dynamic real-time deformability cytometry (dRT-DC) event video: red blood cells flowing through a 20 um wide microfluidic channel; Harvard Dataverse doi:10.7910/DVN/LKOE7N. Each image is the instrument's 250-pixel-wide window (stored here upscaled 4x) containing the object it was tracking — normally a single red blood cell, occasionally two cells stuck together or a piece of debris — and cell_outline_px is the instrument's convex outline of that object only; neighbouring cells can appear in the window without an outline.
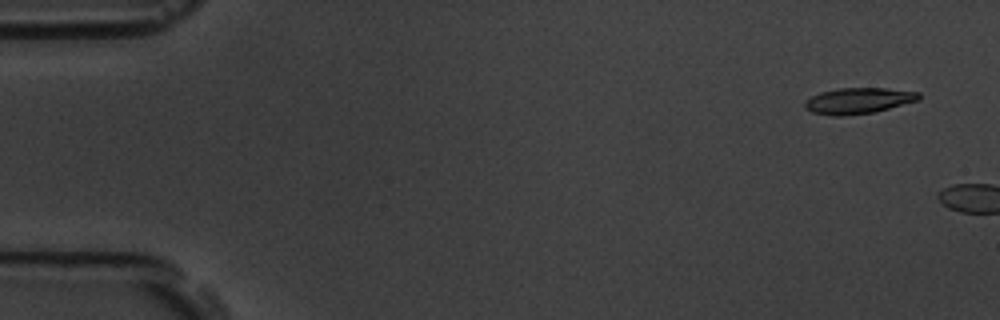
{"species": "common noctule bat (a hibernating species)", "species_latin": "Nyctalus noctula", "temperature_condition": "room temperature", "stored_images_in_passage": 2, "camera_frame_rate_fps": 3000, "um_per_image_px": 0.085, "animal": {"sex": "male", "body_mass_g": 19.5, "forearm_length_mm": 54.6}, "frame": {"image": 1, "passage_image": 1, "time_ms": 0.0, "image_size_px": [1000, 320], "cell_outline_px": [[920, 100], [872, 112], [840, 116], [832, 116], [812, 112], [804, 108], [804, 100], [820, 92], [840, 88], [884, 88], [920, 92]], "centroid_in_image_um": [72.93, 8.55], "position_along_channel_um": 12.1, "area_um2": 17.17}}